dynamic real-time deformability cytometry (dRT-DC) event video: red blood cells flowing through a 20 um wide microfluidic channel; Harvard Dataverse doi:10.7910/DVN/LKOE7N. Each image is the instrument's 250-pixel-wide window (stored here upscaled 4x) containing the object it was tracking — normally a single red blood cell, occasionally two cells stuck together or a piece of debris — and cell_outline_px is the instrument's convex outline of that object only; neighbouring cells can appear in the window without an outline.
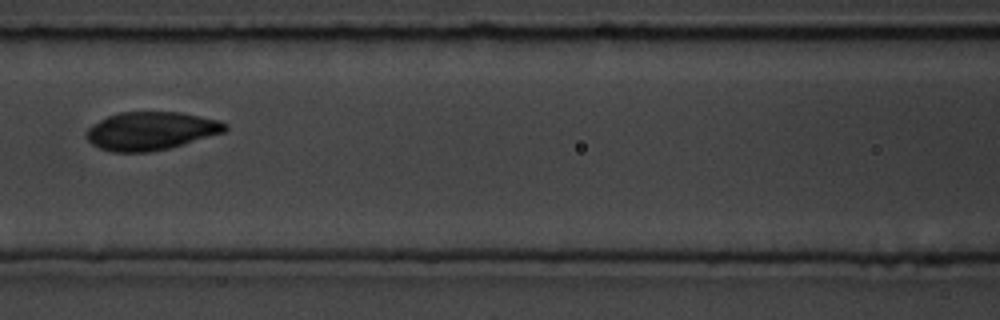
{"species": "common noctule bat (a hibernating species)", "species_latin": "Nyctalus noctula", "temperature_condition": "room temperature", "stored_images_in_passage": 4, "camera_frame_rate_fps": 3000, "um_per_image_px": 0.085, "animal": {"sex": "male", "body_mass_g": 19.5, "forearm_length_mm": 54.6}, "frame": {"image": 1, "passage_image": 4, "time_ms": 1.0, "image_size_px": [1000, 320], "cell_outline_px": [[228, 128], [224, 132], [184, 144], [168, 148], [148, 152], [112, 152], [100, 148], [92, 144], [84, 136], [84, 132], [92, 124], [108, 116], [120, 112], [180, 112], [220, 120], [228, 124]], "centroid_in_image_um": [12.81, 11.12], "position_along_channel_um": 153.8, "area_um2": 30.98}}